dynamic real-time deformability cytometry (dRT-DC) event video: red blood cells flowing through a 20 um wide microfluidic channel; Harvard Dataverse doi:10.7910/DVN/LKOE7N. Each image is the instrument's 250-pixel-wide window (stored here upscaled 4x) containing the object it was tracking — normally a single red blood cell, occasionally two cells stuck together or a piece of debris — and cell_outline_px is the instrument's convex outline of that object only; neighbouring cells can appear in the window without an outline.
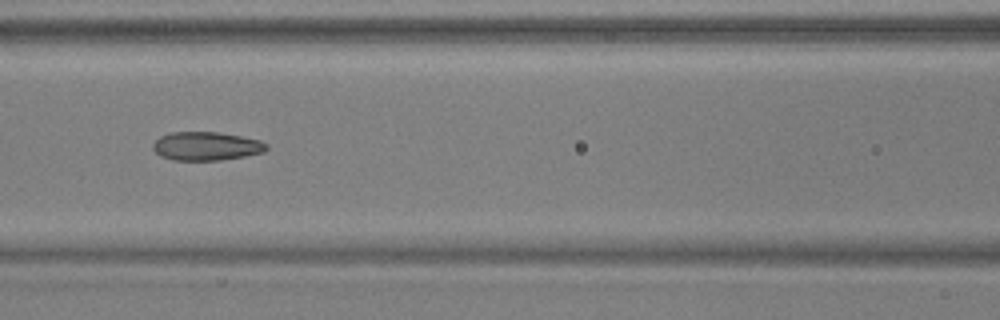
{"species": "common noctule bat (a hibernating species)", "species_latin": "Nyctalus noctula", "temperature_condition": "warm", "stored_images_in_passage": 4, "camera_frame_rate_fps": 3000, "um_per_image_px": 0.085, "animal": {"sex": "male", "body_mass_g": 17.9, "forearm_length_mm": 54.2}, "frame": {"image": 1, "passage_image": 4, "time_ms": 1.0, "image_size_px": [1000, 320], "cell_outline_px": [[268, 148], [264, 152], [244, 156], [220, 160], [172, 160], [160, 156], [152, 148], [152, 144], [160, 136], [172, 132], [216, 132], [240, 136], [260, 140], [268, 144]], "centroid_in_image_um": [17.52, 12.42], "position_along_channel_um": 149.1, "area_um2": 18.9}}